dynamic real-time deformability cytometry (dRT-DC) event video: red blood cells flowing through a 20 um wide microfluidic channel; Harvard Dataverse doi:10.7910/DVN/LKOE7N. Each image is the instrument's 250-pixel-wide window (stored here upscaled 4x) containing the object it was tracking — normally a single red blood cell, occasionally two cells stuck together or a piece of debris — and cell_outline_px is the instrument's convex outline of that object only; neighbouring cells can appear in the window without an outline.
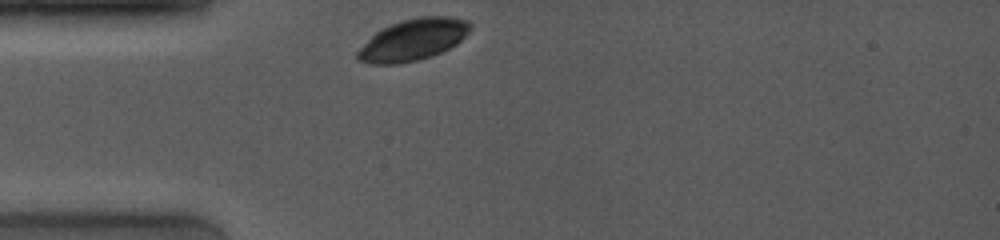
{"species": "common noctule bat (a hibernating species)", "species_latin": "Nyctalus noctula", "temperature_condition": "room temperature", "stored_images_in_passage": 40, "camera_frame_rate_fps": 4000, "um_per_image_px": 0.085, "animal": {"sex": "female", "body_mass_g": 19.0, "forearm_length_mm": 53.3}, "frame": {"image": 1, "passage_image": 1, "time_ms": 0.0, "image_size_px": [1000, 240], "cell_outline_px": [[472, 28], [456, 44], [432, 56], [400, 64], [368, 64], [360, 60], [356, 56], [356, 52], [376, 32], [392, 24], [404, 20], [420, 16], [448, 16], [468, 20], [472, 24]], "centroid_in_image_um": [35.13, 3.38], "position_along_channel_um": 49.9, "area_um2": 26.99}}
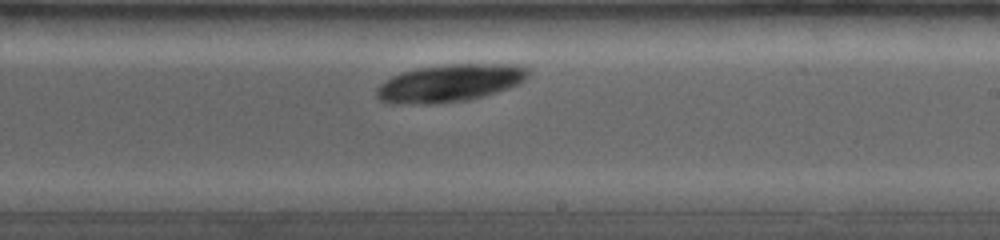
{"frame": {"image": 2, "passage_image": 23, "time_ms": 5.5, "image_size_px": [1000, 240], "cell_outline_px": [[528, 76], [520, 84], [484, 96], [468, 100], [432, 104], [388, 104], [380, 100], [376, 96], [376, 88], [380, 84], [392, 76], [400, 72], [416, 68], [448, 64], [520, 64], [528, 68]], "centroid_in_image_um": [38.21, 7.06], "position_along_channel_um": 250.8, "area_um2": 33.52}}
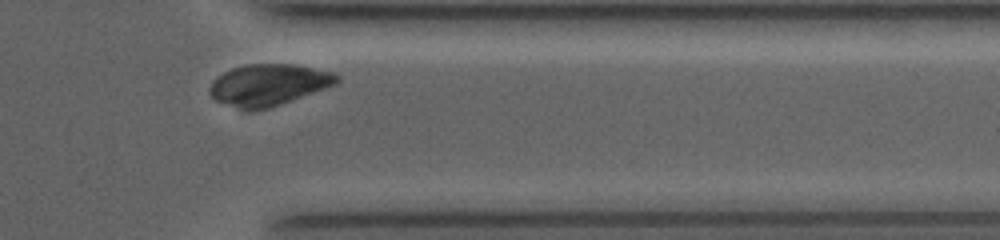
{"frame": {"image": 3, "passage_image": 37, "time_ms": 9.0, "image_size_px": [1000, 240], "cell_outline_px": [[340, 80], [336, 84], [280, 104], [268, 108], [252, 112], [244, 112], [216, 100], [208, 92], [208, 88], [212, 80], [224, 72], [232, 68], [244, 64], [292, 64], [332, 72], [340, 76]], "centroid_in_image_um": [22.76, 7.23], "position_along_channel_um": 388.6, "area_um2": 30.87}}